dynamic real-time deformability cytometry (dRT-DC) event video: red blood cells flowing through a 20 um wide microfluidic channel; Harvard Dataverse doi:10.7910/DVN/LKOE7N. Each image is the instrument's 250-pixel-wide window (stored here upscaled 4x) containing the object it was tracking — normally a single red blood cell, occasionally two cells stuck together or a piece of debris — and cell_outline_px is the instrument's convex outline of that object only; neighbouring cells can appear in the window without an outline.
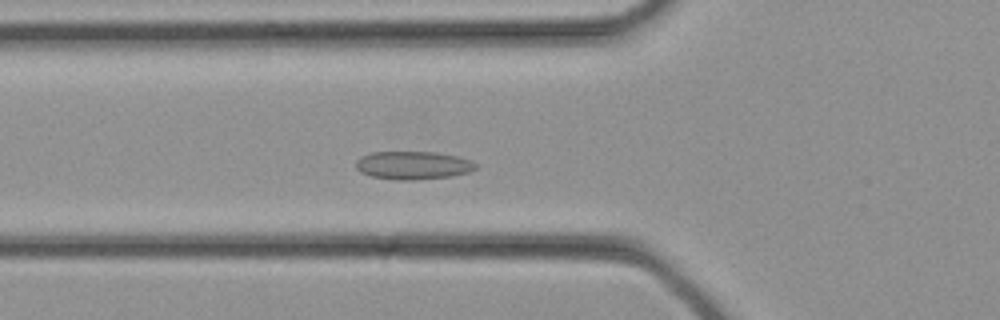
{"species": "common noctule bat (a hibernating species)", "species_latin": "Nyctalus noctula", "temperature_condition": "cold", "stored_images_in_passage": 31, "segment_of_instrument_passage": [1, 2], "camera_frame_rate_fps": 3000, "um_per_image_px": 0.085, "animal": {"sex": "female", "body_mass_g": 21.9}, "frame": {"image": 1, "passage_image": 8, "time_ms": 2.333, "image_size_px": [1000, 320], "cell_outline_px": [[476, 168], [468, 172], [452, 176], [416, 180], [396, 180], [372, 176], [360, 172], [356, 168], [356, 160], [360, 156], [372, 152], [436, 152], [456, 156], [472, 160], [476, 164]], "centroid_in_image_um": [35.09, 14.05], "position_along_channel_um": 90.7, "area_um2": 19.71}}
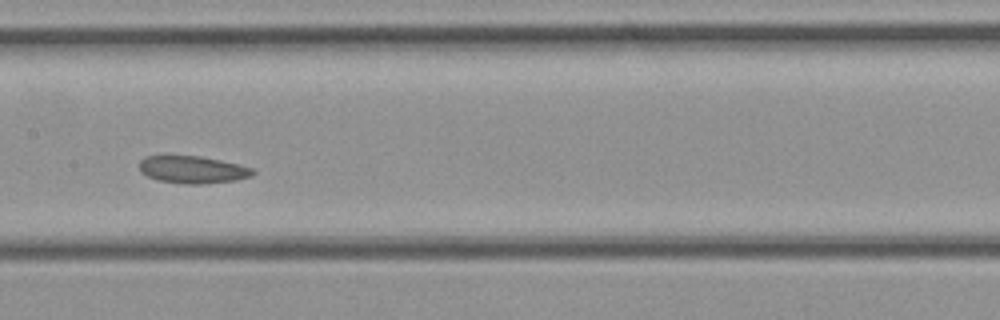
{"frame": {"image": 2, "passage_image": 13, "time_ms": 4.0, "image_size_px": [1000, 320], "cell_outline_px": [[256, 172], [252, 176], [236, 180], [200, 184], [188, 184], [160, 180], [148, 176], [140, 172], [140, 160], [144, 156], [200, 156], [220, 160], [252, 168]], "centroid_in_image_um": [16.38, 14.41], "position_along_channel_um": 191.0, "area_um2": 17.86}}
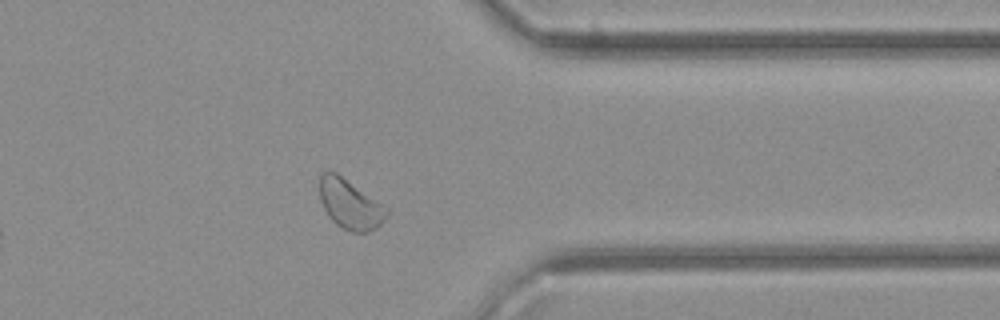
{"frame": {"image": 3, "passage_image": 23, "time_ms": 7.333, "image_size_px": [1000, 320], "cell_outline_px": [[388, 216], [376, 228], [368, 232], [352, 232], [336, 224], [328, 216], [320, 200], [320, 172], [336, 172], [384, 204], [388, 208]], "centroid_in_image_um": [29.77, 17.35], "position_along_channel_um": 381.6, "area_um2": 19.42}}